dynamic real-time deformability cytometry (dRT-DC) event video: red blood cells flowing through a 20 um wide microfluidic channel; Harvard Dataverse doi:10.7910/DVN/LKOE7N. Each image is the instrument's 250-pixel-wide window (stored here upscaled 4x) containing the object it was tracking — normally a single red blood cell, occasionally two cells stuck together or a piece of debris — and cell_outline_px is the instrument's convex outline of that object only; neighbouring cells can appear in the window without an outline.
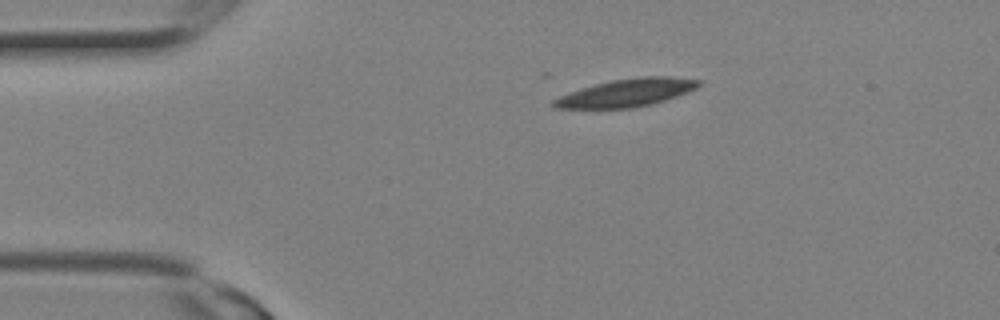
{"species": "Egyptian fruit bat (a non-hibernating species)", "species_latin": "Rousettus aegyptiacus", "temperature_condition": "room temperature", "stored_images_in_passage": 2, "camera_frame_rate_fps": 3000, "um_per_image_px": 0.085, "animal": {"sex": "female"}, "frame": {"image": 1, "passage_image": 2, "time_ms": 0.333, "image_size_px": [1000, 320], "cell_outline_px": [[700, 84], [696, 88], [688, 92], [652, 104], [632, 108], [552, 108], [548, 104], [552, 100], [560, 96], [580, 88], [612, 80], [644, 76], [668, 76], [700, 80]], "centroid_in_image_um": [53.21, 7.89], "position_along_channel_um": 31.8, "area_um2": 23.41}}